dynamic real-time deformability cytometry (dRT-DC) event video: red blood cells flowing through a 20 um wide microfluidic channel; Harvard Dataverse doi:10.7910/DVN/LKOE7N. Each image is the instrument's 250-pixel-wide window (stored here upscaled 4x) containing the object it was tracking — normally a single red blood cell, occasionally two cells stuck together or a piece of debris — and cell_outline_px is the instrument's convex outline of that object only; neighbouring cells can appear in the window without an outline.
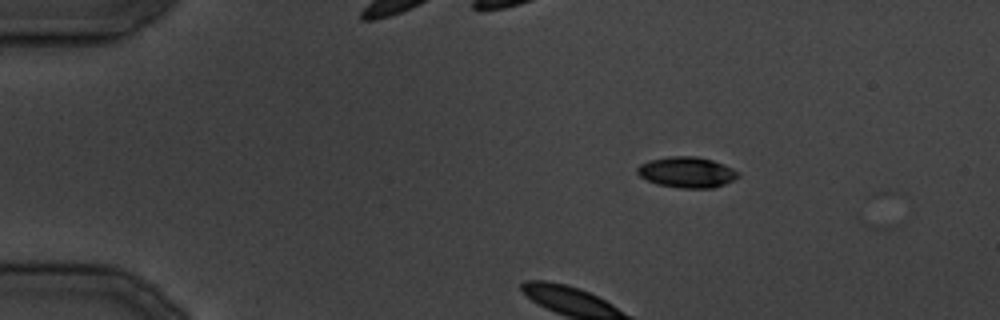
{"species": "common noctule bat (a hibernating species)", "species_latin": "Nyctalus noctula", "temperature_condition": "cold", "stored_images_in_passage": 30, "camera_frame_rate_fps": 3000, "um_per_image_px": 0.085, "animal": {"sex": "male", "body_mass_g": 19.5, "forearm_length_mm": 54.6}, "frame": {"image": 1, "passage_image": 1, "time_ms": 0.0, "image_size_px": [1000, 320], "cell_outline_px": [[740, 176], [724, 184], [712, 188], [680, 188], [656, 184], [640, 176], [636, 172], [636, 168], [640, 164], [648, 160], [668, 156], [696, 156], [712, 160], [724, 164], [740, 172]], "centroid_in_image_um": [58.37, 14.63], "position_along_channel_um": 26.6, "area_um2": 18.21}}